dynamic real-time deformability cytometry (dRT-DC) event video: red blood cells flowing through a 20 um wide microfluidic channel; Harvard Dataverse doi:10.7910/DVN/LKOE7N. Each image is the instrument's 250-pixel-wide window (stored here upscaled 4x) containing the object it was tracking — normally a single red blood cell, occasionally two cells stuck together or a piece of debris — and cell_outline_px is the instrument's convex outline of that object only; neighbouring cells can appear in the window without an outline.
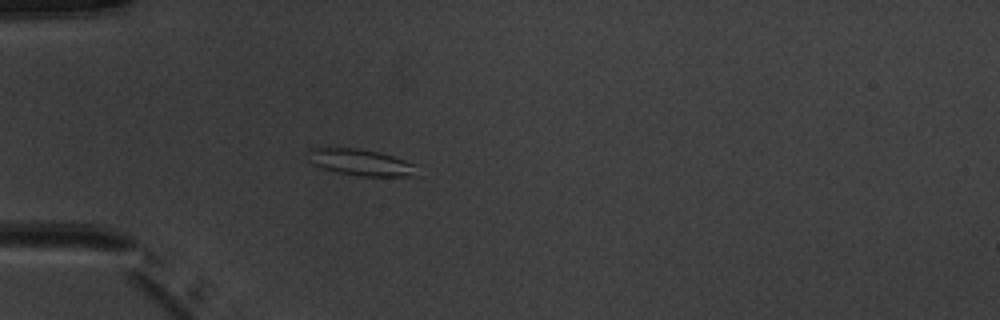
{"species": "common noctule bat (a hibernating species)", "species_latin": "Nyctalus noctula", "temperature_condition": "warm", "stored_images_in_passage": 5, "camera_frame_rate_fps": 3000, "um_per_image_px": 0.085, "animal": {"sex": "male", "body_mass_g": 20.1, "forearm_length_mm": 53.5}, "frame": {"image": 1, "passage_image": 5, "time_ms": 4.667, "image_size_px": [1000, 320], "cell_outline_px": [[420, 176], [360, 176], [336, 172], [320, 168], [308, 160], [308, 148], [360, 148], [380, 152], [420, 164]], "centroid_in_image_um": [30.78, 13.81], "position_along_channel_um": 54.2, "area_um2": 17.4}}